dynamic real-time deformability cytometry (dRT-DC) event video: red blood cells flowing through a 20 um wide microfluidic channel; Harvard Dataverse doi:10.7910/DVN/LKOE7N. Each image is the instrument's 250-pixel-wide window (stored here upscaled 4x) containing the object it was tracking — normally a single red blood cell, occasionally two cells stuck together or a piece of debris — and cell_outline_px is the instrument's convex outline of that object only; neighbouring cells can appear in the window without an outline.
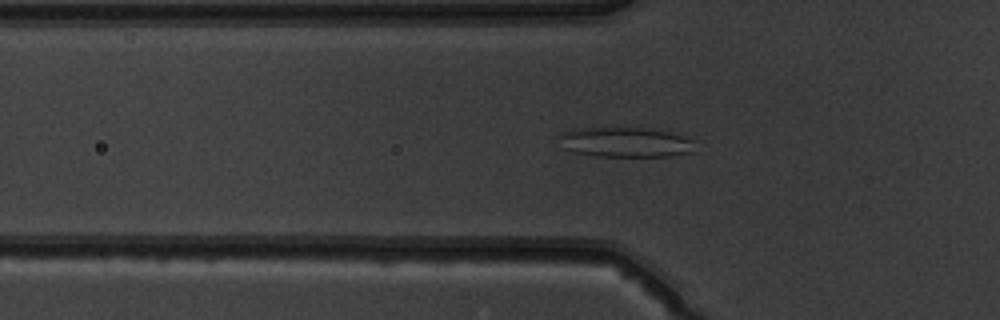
{"species": "common noctule bat (a hibernating species)", "species_latin": "Nyctalus noctula", "temperature_condition": "warm", "stored_images_in_passage": 51, "camera_frame_rate_fps": 3000, "um_per_image_px": 0.085, "animal": {"sex": "male", "body_mass_g": 19.5, "forearm_length_mm": 54.6}, "frame": {"image": 1, "passage_image": 17, "time_ms": 5.333, "image_size_px": [1000, 320], "cell_outline_px": [[692, 152], [668, 156], [596, 156], [572, 152], [564, 148], [556, 136], [572, 128], [640, 128], [668, 132], [684, 136], [692, 140]], "centroid_in_image_um": [53.07, 12.09], "position_along_channel_um": 72.7, "area_um2": 23.52}}
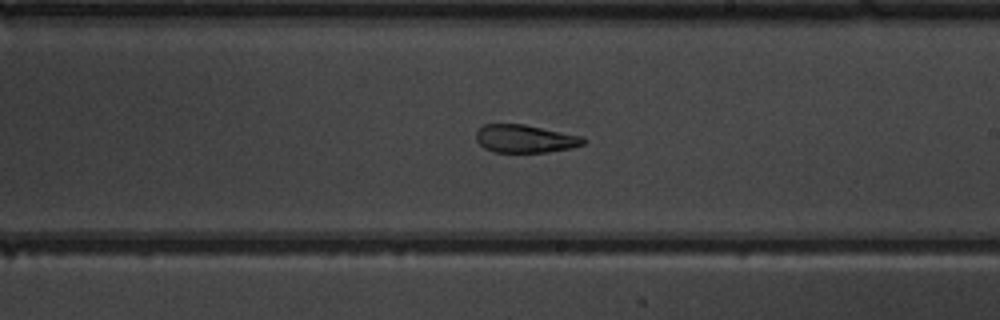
{"frame": {"image": 2, "passage_image": 30, "time_ms": 9.667, "image_size_px": [1000, 320], "cell_outline_px": [[588, 140], [584, 144], [572, 148], [548, 152], [492, 152], [484, 148], [476, 140], [476, 132], [484, 124], [524, 124], [584, 136]], "centroid_in_image_um": [44.67, 11.79], "position_along_channel_um": 244.3, "area_um2": 17.69}}
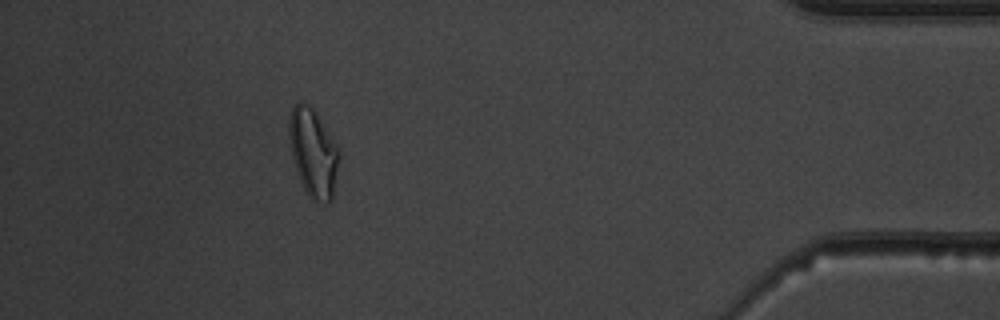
{"frame": {"image": 3, "passage_image": 46, "time_ms": 15.0, "image_size_px": [1000, 320], "cell_outline_px": [[340, 156], [332, 200], [328, 204], [324, 204], [312, 200], [308, 196], [296, 172], [292, 156], [288, 136], [288, 120], [292, 108], [300, 100], [308, 104], [312, 108], [340, 148]], "centroid_in_image_um": [26.63, 13.0], "position_along_channel_um": 408.6, "area_um2": 26.01}, "authors_computed_cell_mechanics": {"area_um2": 22.7154, "velocity_mm_per_s": 3.9745, "shape_relaxation_time_tau1_ms": null, "shape_relaxation_time_tau2_ms": 3.422, "deformation_change_tau1": null, "deformation_change_tau2": 0.1197}}